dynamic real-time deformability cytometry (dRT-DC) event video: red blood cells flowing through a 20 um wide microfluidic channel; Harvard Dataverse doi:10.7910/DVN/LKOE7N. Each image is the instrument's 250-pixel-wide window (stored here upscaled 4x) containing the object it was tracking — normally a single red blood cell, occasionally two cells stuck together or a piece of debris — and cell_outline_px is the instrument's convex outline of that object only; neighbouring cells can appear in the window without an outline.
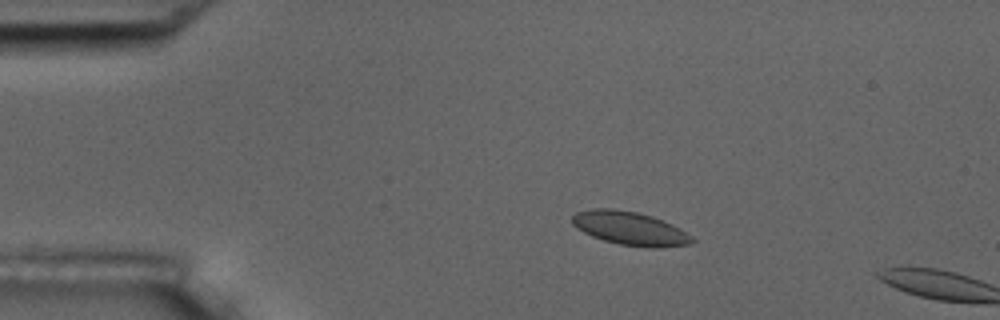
{"species": "common noctule bat (a hibernating species)", "species_latin": "Nyctalus noctula", "temperature_condition": "room temperature", "stored_images_in_passage": 3, "camera_frame_rate_fps": 3000, "um_per_image_px": 0.085, "animal": {"sex": "male", "body_mass_g": 17.5, "forearm_length_mm": 52.3}, "frame": {"image": 1, "passage_image": 2, "time_ms": 0.333, "image_size_px": [1000, 320], "cell_outline_px": [[696, 240], [688, 244], [660, 248], [644, 248], [620, 244], [604, 240], [592, 236], [576, 228], [572, 224], [572, 216], [576, 212], [592, 208], [612, 208], [636, 212], [652, 216], [672, 224], [680, 228], [692, 236]], "centroid_in_image_um": [53.55, 19.41], "position_along_channel_um": 31.5, "area_um2": 23.52}}